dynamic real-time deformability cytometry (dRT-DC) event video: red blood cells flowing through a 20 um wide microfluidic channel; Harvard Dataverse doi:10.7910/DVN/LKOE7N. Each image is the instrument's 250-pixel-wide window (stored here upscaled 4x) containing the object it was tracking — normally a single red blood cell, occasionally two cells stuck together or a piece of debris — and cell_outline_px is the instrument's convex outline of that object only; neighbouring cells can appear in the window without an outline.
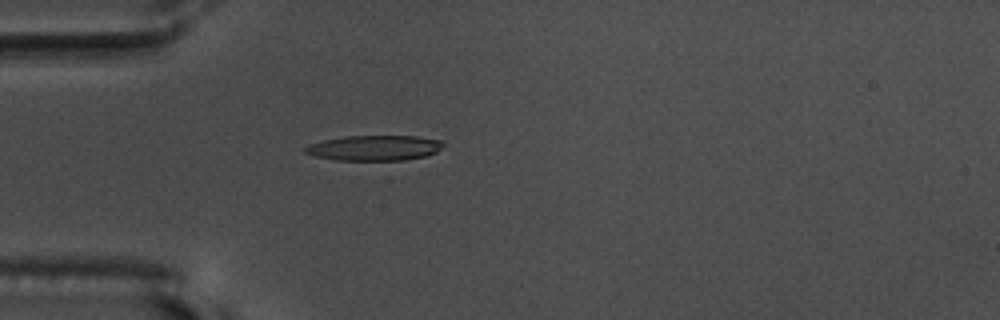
{"species": "common noctule bat (a hibernating species)", "species_latin": "Nyctalus noctula", "temperature_condition": "warm", "stored_images_in_passage": 39, "camera_frame_rate_fps": 3000, "um_per_image_px": 0.085, "animal": {"sex": "male", "body_mass_g": 17.5, "forearm_length_mm": 52.3}, "frame": {"image": 1, "passage_image": 6, "time_ms": 1.667, "image_size_px": [1000, 320], "cell_outline_px": [[444, 144], [436, 152], [428, 156], [404, 160], [336, 160], [316, 156], [304, 152], [304, 148], [312, 144], [324, 140], [344, 136], [416, 136], [444, 140]], "centroid_in_image_um": [31.88, 12.57], "position_along_channel_um": 53.1, "area_um2": 20.29}}
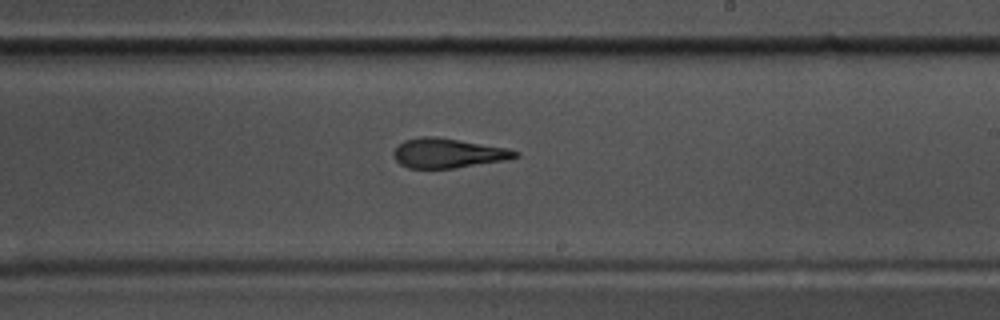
{"frame": {"image": 2, "passage_image": 23, "time_ms": 7.333, "image_size_px": [1000, 320], "cell_outline_px": [[520, 156], [504, 160], [456, 168], [408, 168], [400, 164], [396, 160], [392, 152], [404, 140], [420, 136], [436, 136], [508, 148], [520, 152]], "centroid_in_image_um": [38.08, 13.01], "position_along_channel_um": 250.9, "area_um2": 20.98}}
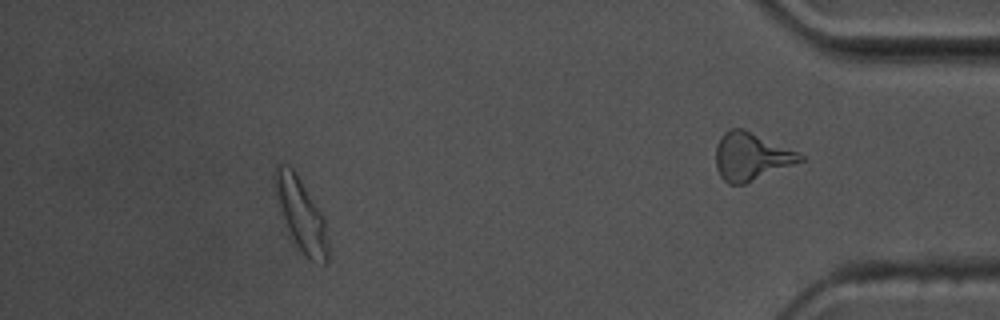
{"frame": {"image": 3, "passage_image": 33, "time_ms": 10.667, "image_size_px": [1000, 320], "cell_outline_px": [[328, 260], [324, 264], [312, 260], [292, 244], [288, 236], [276, 204], [272, 180], [272, 172], [276, 164], [288, 164], [296, 172], [320, 212], [324, 220], [328, 244]], "centroid_in_image_um": [25.49, 18.2], "position_along_channel_um": 409.7, "area_um2": 23.24}, "authors_computed_cell_mechanics": {"area_um2": 20.9814, "velocity_mm_per_s": 3.6544, "shape_relaxation_time_tau1_ms": 5.2264, "shape_relaxation_time_tau2_ms": 2.8499, "deformation_change_tau1": 0.1902, "deformation_change_tau2": 0.1307}}